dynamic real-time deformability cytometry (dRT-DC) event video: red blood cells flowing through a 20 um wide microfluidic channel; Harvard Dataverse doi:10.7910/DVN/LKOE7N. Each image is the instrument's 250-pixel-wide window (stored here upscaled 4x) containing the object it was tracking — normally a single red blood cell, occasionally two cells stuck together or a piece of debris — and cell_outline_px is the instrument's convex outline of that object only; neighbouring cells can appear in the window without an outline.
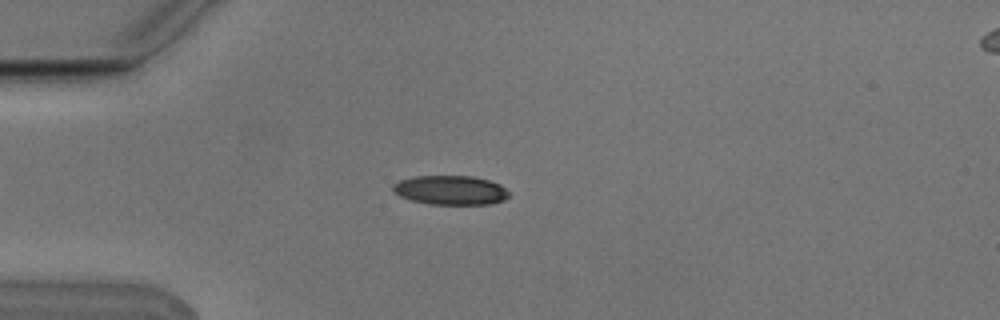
{"species": "Egyptian fruit bat (a non-hibernating species)", "species_latin": "Rousettus aegyptiacus", "temperature_condition": "cold", "stored_images_in_passage": 8, "camera_frame_rate_fps": 3000, "um_per_image_px": 0.085, "animal": {"sex": "male"}, "frame": {"image": 1, "passage_image": 5, "time_ms": 1.333, "image_size_px": [1000, 320], "cell_outline_px": [[508, 196], [504, 200], [492, 204], [432, 204], [412, 200], [400, 196], [392, 188], [392, 184], [400, 180], [416, 176], [472, 176], [488, 180], [500, 184], [508, 192]], "centroid_in_image_um": [38.3, 16.16], "position_along_channel_um": 46.7, "area_um2": 19.59}}
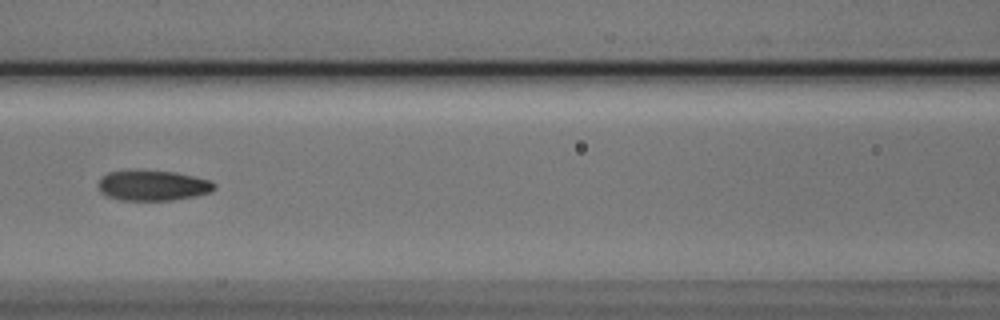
{"frame": {"image": 2, "passage_image": 8, "time_ms": 2.333, "image_size_px": [1000, 320], "cell_outline_px": [[216, 188], [212, 192], [196, 196], [172, 200], [120, 200], [108, 196], [100, 192], [100, 180], [108, 172], [176, 172], [208, 180], [216, 184]], "centroid_in_image_um": [13.06, 15.8], "position_along_channel_um": 153.5, "area_um2": 19.88}}